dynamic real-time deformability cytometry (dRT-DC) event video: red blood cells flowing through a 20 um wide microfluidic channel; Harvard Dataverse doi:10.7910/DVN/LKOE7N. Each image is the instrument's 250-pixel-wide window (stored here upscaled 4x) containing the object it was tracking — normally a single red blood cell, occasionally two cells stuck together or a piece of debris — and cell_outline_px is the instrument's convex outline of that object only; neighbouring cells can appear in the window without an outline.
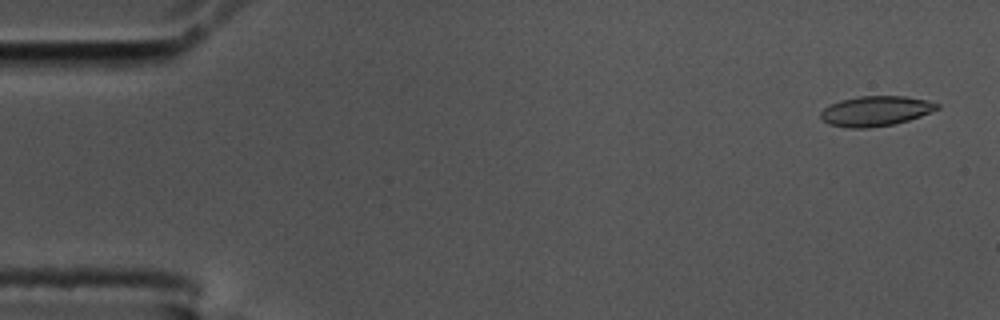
{"species": "common noctule bat (a hibernating species)", "species_latin": "Nyctalus noctula", "temperature_condition": "cold", "stored_images_in_passage": 55, "camera_frame_rate_fps": 3000, "um_per_image_px": 0.085, "animal": {"sex": "male", "body_mass_g": 17.5, "forearm_length_mm": 52.3}, "frame": {"image": 1, "passage_image": 2, "time_ms": 0.333, "image_size_px": [1000, 320], "cell_outline_px": [[940, 108], [920, 116], [908, 120], [892, 124], [868, 128], [848, 128], [828, 124], [820, 120], [820, 112], [824, 108], [840, 100], [860, 96], [904, 96], [928, 100], [940, 104]], "centroid_in_image_um": [74.41, 9.44], "position_along_channel_um": 10.6, "area_um2": 20.4}}
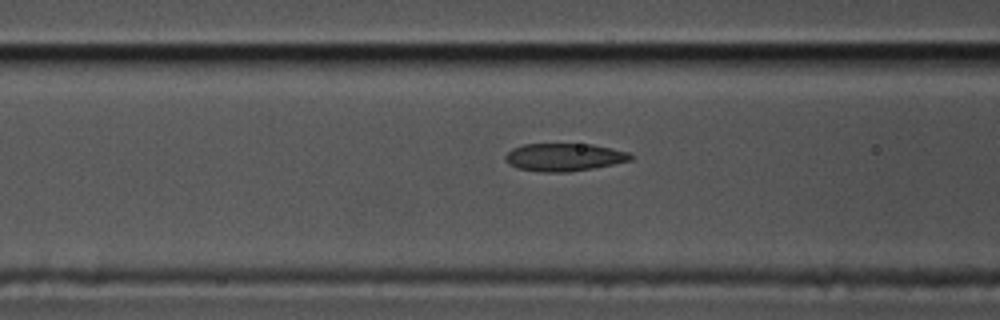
{"frame": {"image": 2, "passage_image": 21, "time_ms": 6.667, "image_size_px": [1000, 320], "cell_outline_px": [[636, 156], [632, 160], [592, 168], [568, 172], [540, 172], [516, 168], [508, 164], [504, 160], [504, 156], [512, 148], [524, 144], [592, 144], [632, 152]], "centroid_in_image_um": [47.97, 13.36], "position_along_channel_um": 118.6, "area_um2": 20.58}}
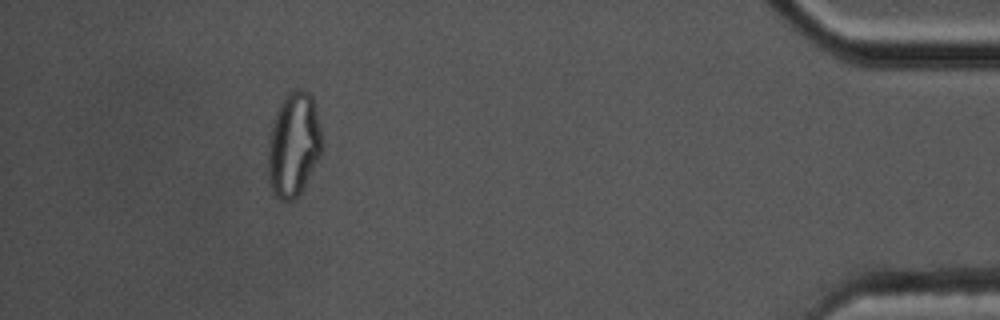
{"frame": {"image": 3, "passage_image": 50, "time_ms": 16.333, "image_size_px": [1000, 320], "cell_outline_px": [[324, 144], [320, 156], [300, 192], [292, 200], [280, 200], [276, 196], [268, 180], [268, 140], [272, 124], [276, 112], [280, 104], [288, 92], [296, 88], [300, 88], [308, 92], [312, 96]], "centroid_in_image_um": [24.95, 12.27], "position_along_channel_um": 410.2, "area_um2": 32.66}, "authors_computed_cell_mechanics": {"area_um2": 20.7502, "velocity_mm_per_s": 3.6236, "shape_relaxation_time_tau1_ms": null, "shape_relaxation_time_tau2_ms": 1.7883, "deformation_change_tau1": null, "deformation_change_tau2": 0.0738}}